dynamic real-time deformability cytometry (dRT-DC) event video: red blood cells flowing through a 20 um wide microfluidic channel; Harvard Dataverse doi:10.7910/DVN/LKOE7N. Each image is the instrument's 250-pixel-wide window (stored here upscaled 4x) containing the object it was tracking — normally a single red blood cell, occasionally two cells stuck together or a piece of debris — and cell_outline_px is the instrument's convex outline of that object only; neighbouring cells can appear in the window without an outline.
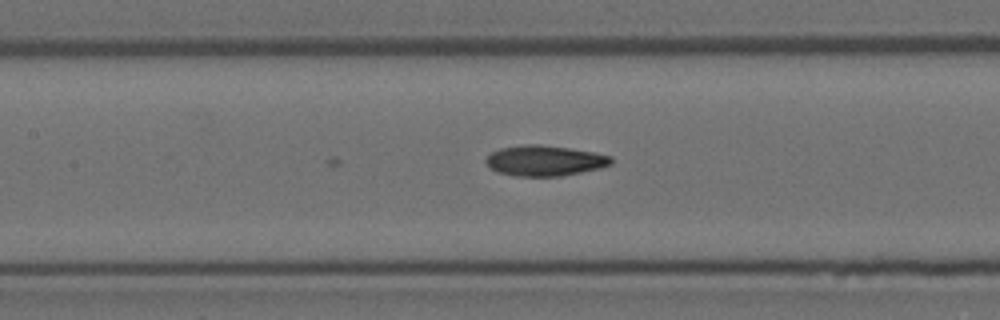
{"species": "Egyptian fruit bat (a non-hibernating species)", "species_latin": "Rousettus aegyptiacus", "temperature_condition": "room temperature", "stored_images_in_passage": 7, "camera_frame_rate_fps": 3000, "um_per_image_px": 0.085, "animal": {"sex": "female"}, "frame": {"image": 1, "passage_image": 7, "time_ms": 2.0, "image_size_px": [1000, 320], "cell_outline_px": [[612, 164], [600, 168], [560, 176], [512, 176], [496, 172], [484, 160], [492, 152], [500, 148], [524, 144], [536, 144], [568, 148], [596, 152], [612, 156]], "centroid_in_image_um": [46.3, 13.65], "position_along_channel_um": 161.1, "area_um2": 22.25}}